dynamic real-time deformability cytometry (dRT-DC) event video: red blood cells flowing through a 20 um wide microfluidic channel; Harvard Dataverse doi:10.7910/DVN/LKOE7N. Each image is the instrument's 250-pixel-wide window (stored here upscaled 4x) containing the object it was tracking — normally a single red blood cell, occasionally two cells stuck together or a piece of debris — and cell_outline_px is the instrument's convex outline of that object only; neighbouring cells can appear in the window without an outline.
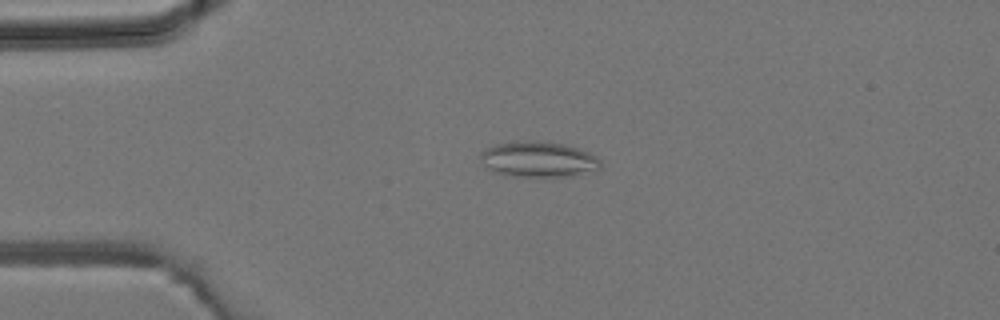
{"species": "common noctule bat (a hibernating species)", "species_latin": "Nyctalus noctula", "temperature_condition": "room temperature", "stored_images_in_passage": 4, "camera_frame_rate_fps": 3000, "um_per_image_px": 0.085, "animal": {"sex": "male", "body_mass_g": 19.2, "forearm_length_mm": 51.8}, "frame": {"image": 1, "passage_image": 1, "time_ms": 0.0, "image_size_px": [1000, 320], "cell_outline_px": [[600, 168], [572, 176], [504, 176], [484, 168], [480, 160], [480, 152], [484, 148], [496, 144], [524, 140], [532, 140], [564, 144], [588, 152], [596, 156], [600, 160]], "centroid_in_image_um": [45.67, 13.54], "position_along_channel_um": 39.3, "area_um2": 25.09}}